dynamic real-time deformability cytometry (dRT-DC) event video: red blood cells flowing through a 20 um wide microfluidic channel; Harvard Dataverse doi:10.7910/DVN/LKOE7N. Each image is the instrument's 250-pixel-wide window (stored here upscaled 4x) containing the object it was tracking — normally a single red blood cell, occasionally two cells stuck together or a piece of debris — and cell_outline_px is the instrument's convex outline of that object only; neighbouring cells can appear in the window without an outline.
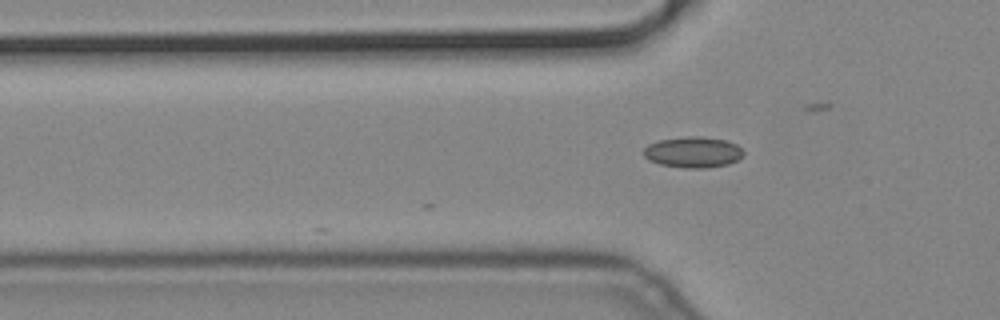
{"species": "common noctule bat (a hibernating species)", "species_latin": "Nyctalus noctula", "temperature_condition": "cold", "stored_images_in_passage": 4, "camera_frame_rate_fps": 3000, "um_per_image_px": 0.085, "animal": {"sex": "male", "body_mass_g": 19.2, "forearm_length_mm": 51.8}, "frame": {"image": 1, "passage_image": 4, "time_ms": 1.0, "image_size_px": [1000, 320], "cell_outline_px": [[744, 156], [728, 164], [708, 168], [684, 168], [660, 164], [648, 160], [644, 156], [644, 148], [648, 144], [660, 140], [684, 136], [700, 136], [728, 140], [736, 144], [744, 152]], "centroid_in_image_um": [58.92, 12.93], "position_along_channel_um": 66.9, "area_um2": 18.15}}